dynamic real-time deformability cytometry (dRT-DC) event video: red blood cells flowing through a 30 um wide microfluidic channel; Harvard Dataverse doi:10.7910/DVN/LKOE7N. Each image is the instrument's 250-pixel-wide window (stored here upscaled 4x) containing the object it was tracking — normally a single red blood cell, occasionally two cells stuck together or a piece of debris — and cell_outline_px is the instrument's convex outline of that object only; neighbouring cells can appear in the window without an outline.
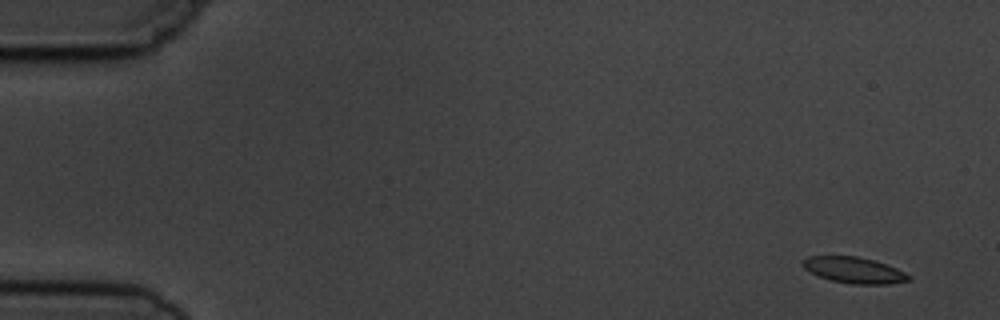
{"species": "common noctule bat (a hibernating species)", "species_latin": "Nyctalus noctula", "temperature_condition": "cold", "stored_images_in_passage": 4, "camera_frame_rate_fps": 3000, "um_per_image_px": 0.085, "animal": {"sex": "male", "body_mass_g": 19.5, "forearm_length_mm": 54.6}, "frame": {"image": 1, "passage_image": 1, "time_ms": 0.0, "image_size_px": [1000, 320], "cell_outline_px": [[912, 280], [888, 284], [852, 284], [832, 280], [820, 276], [804, 268], [800, 260], [808, 256], [856, 256], [876, 260], [888, 264], [912, 276]], "centroid_in_image_um": [72.63, 22.95], "position_along_channel_um": 12.4, "area_um2": 16.18}}
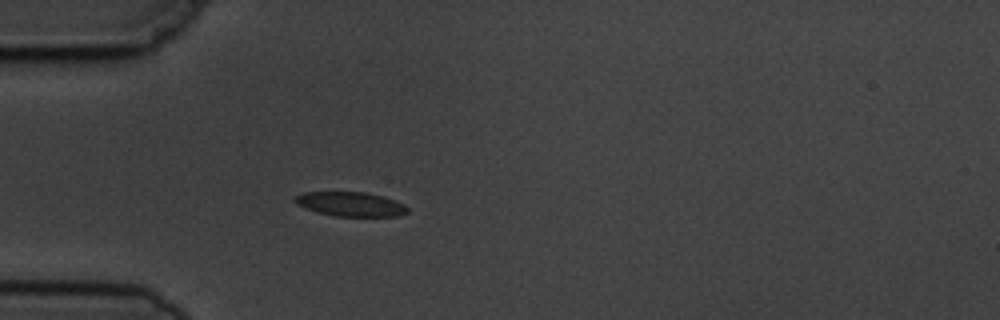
{"frame": {"image": 2, "passage_image": 4, "time_ms": 4.333, "image_size_px": [1000, 320], "cell_outline_px": [[408, 212], [400, 216], [336, 216], [316, 212], [304, 208], [296, 204], [292, 200], [296, 196], [304, 192], [364, 192], [380, 196], [404, 204], [408, 208]], "centroid_in_image_um": [29.75, 17.36], "position_along_channel_um": 55.2, "area_um2": 15.9}}